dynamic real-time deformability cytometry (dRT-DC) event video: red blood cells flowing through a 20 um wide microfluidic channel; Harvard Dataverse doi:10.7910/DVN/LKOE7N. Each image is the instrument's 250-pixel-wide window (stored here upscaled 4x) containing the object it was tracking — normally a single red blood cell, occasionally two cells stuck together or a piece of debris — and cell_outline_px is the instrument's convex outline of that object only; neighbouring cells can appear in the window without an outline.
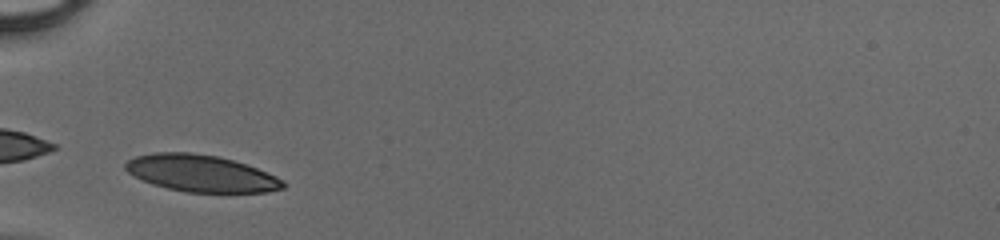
{"species": "human", "species_latin": "Homo sapiens", "temperature_condition": "cold", "stored_images_in_passage": 30, "camera_frame_rate_fps": 3000, "um_per_image_px": 0.085, "donor": {"sex": "male"}, "frame": {"image": 1, "passage_image": 1, "time_ms": 0.0, "image_size_px": [1000, 240], "cell_outline_px": [[288, 184], [284, 188], [268, 192], [184, 192], [152, 184], [128, 172], [124, 168], [124, 164], [128, 160], [136, 156], [152, 152], [192, 152], [216, 156], [232, 160], [256, 168], [276, 176], [284, 180]], "centroid_in_image_um": [17.1, 14.73], "position_along_channel_um": 67.9, "area_um2": 33.76}}
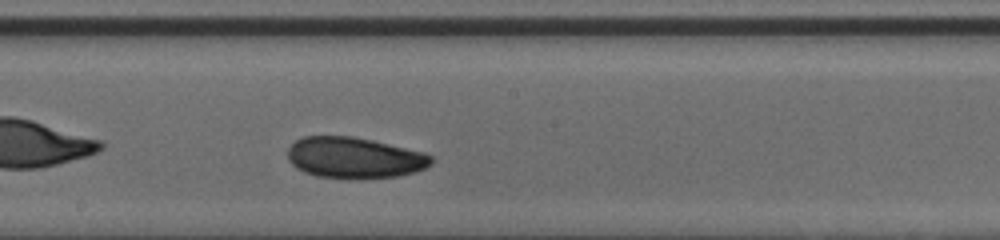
{"frame": {"image": 2, "passage_image": 12, "time_ms": 3.667, "image_size_px": [1000, 240], "cell_outline_px": [[432, 164], [416, 172], [396, 176], [316, 176], [304, 172], [296, 168], [288, 160], [288, 148], [296, 140], [304, 136], [352, 136], [372, 140], [424, 152], [432, 156]], "centroid_in_image_um": [30.11, 13.37], "position_along_channel_um": 218.1, "area_um2": 33.52}}
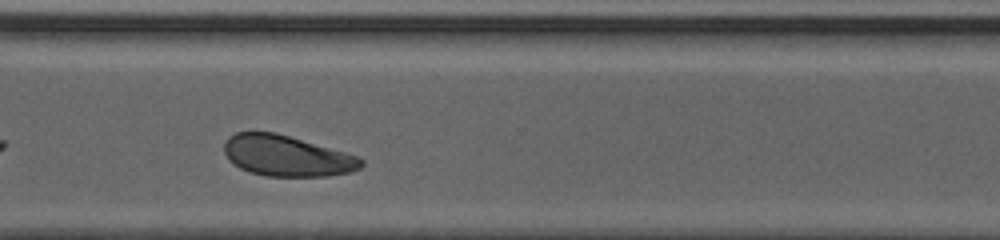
{"frame": {"image": 3, "passage_image": 21, "time_ms": 6.667, "image_size_px": [1000, 240], "cell_outline_px": [[364, 164], [360, 168], [352, 172], [328, 176], [264, 176], [248, 172], [240, 168], [228, 160], [224, 152], [224, 144], [228, 136], [236, 132], [276, 132], [344, 152], [356, 156], [364, 160]], "centroid_in_image_um": [24.35, 13.25], "position_along_channel_um": 346.3, "area_um2": 32.66}}